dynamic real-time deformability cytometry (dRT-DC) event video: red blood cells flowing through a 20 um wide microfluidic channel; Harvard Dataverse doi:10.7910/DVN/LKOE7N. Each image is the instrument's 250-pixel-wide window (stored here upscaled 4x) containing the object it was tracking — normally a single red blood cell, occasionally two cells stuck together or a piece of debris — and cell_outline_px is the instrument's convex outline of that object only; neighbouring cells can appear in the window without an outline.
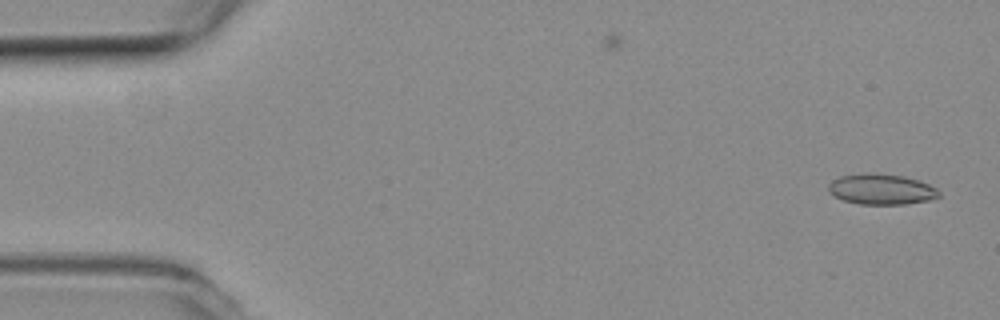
{"species": "common noctule bat (a hibernating species)", "species_latin": "Nyctalus noctula", "temperature_condition": "room temperature", "stored_images_in_passage": 13, "camera_frame_rate_fps": 3000, "um_per_image_px": 0.085, "animal": {"sex": "female", "body_mass_g": 19.3, "forearm_length_mm": 54.1}, "frame": {"image": 1, "passage_image": 1, "time_ms": 0.0, "image_size_px": [1000, 320], "cell_outline_px": [[940, 196], [928, 200], [904, 204], [860, 204], [844, 200], [828, 192], [828, 184], [832, 180], [840, 176], [904, 176], [928, 184], [936, 188], [940, 192]], "centroid_in_image_um": [74.94, 16.14], "position_along_channel_um": 10.1, "area_um2": 18.67}}
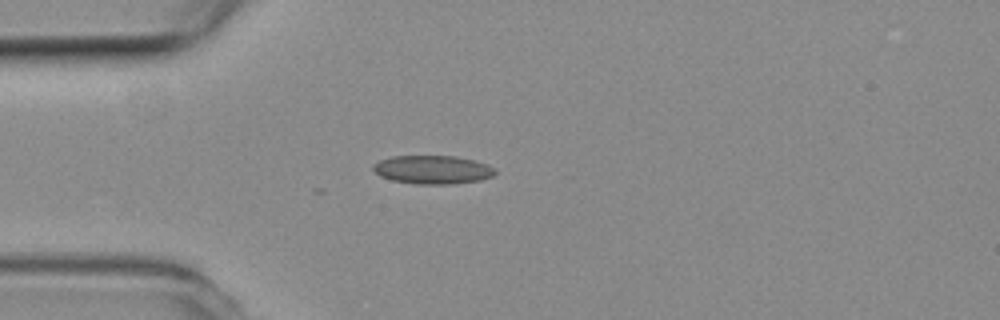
{"frame": {"image": 2, "passage_image": 13, "time_ms": 4.0, "image_size_px": [1000, 320], "cell_outline_px": [[496, 172], [492, 176], [480, 180], [456, 184], [416, 184], [392, 180], [380, 176], [372, 168], [372, 164], [380, 160], [392, 156], [456, 156], [476, 160], [488, 164], [496, 168]], "centroid_in_image_um": [36.8, 14.42], "position_along_channel_um": 48.2, "area_um2": 20.46}}